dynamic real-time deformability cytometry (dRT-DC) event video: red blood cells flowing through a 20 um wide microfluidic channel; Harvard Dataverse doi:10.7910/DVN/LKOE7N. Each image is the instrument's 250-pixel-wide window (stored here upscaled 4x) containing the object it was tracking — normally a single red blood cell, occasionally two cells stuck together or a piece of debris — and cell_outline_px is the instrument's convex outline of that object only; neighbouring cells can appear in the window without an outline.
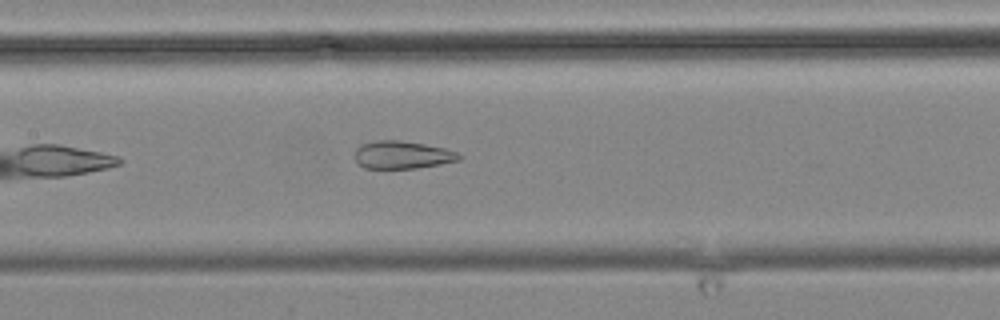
{"species": "common noctule bat (a hibernating species)", "species_latin": "Nyctalus noctula", "temperature_condition": "cold", "stored_images_in_passage": 17, "camera_frame_rate_fps": 3000, "um_per_image_px": 0.085, "animal": {"sex": "male", "body_mass_g": 19.2, "forearm_length_mm": 51.8}, "frame": {"image": 1, "passage_image": 17, "time_ms": 19.333, "image_size_px": [1000, 320], "cell_outline_px": [[464, 156], [460, 160], [440, 164], [416, 168], [364, 168], [356, 160], [356, 148], [360, 144], [376, 140], [400, 140], [424, 144], [444, 148], [456, 152]], "centroid_in_image_um": [34.21, 13.16], "position_along_channel_um": 173.2, "area_um2": 16.82}}